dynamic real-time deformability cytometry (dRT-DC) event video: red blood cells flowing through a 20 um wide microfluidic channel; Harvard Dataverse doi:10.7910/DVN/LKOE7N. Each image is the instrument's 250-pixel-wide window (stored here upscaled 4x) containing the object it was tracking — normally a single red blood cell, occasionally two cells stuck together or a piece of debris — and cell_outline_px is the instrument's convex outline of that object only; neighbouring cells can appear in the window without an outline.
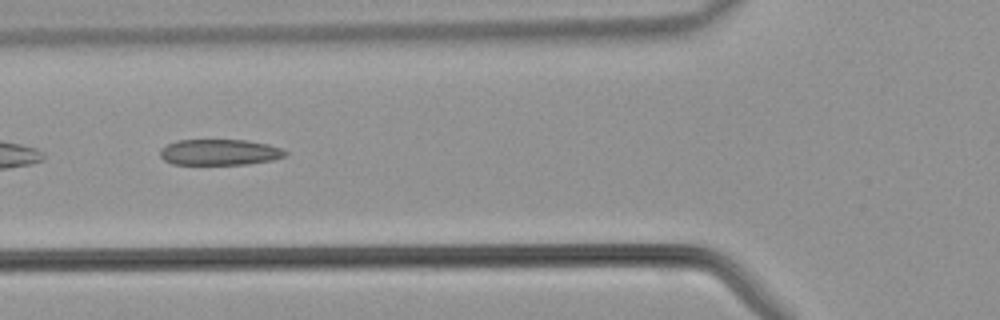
{"species": "common noctule bat (a hibernating species)", "species_latin": "Nyctalus noctula", "temperature_condition": "warm", "stored_images_in_passage": 31, "camera_frame_rate_fps": 3000, "um_per_image_px": 0.085, "animal": {"sex": "male", "body_mass_g": 21.5, "forearm_length_mm": 52.0}, "frame": {"image": 1, "passage_image": 5, "time_ms": 1.333, "image_size_px": [1000, 320], "cell_outline_px": [[288, 152], [284, 156], [272, 160], [248, 164], [172, 164], [164, 160], [160, 156], [160, 148], [176, 140], [248, 140], [268, 144], [280, 148]], "centroid_in_image_um": [18.65, 12.93], "position_along_channel_um": 107.2, "area_um2": 18.9}}
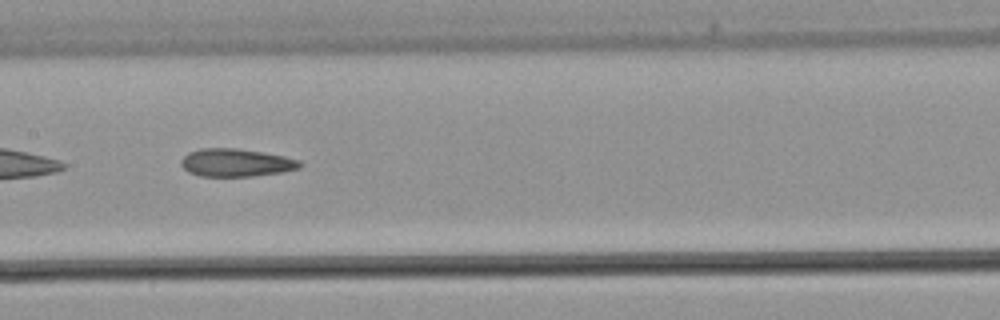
{"frame": {"image": 2, "passage_image": 10, "time_ms": 3.0, "image_size_px": [1000, 320], "cell_outline_px": [[304, 164], [300, 168], [284, 172], [252, 176], [200, 176], [188, 172], [180, 164], [180, 160], [188, 152], [200, 148], [236, 148], [264, 152], [284, 156], [300, 160]], "centroid_in_image_um": [20.08, 13.82], "position_along_channel_um": 187.3, "area_um2": 19.54}}